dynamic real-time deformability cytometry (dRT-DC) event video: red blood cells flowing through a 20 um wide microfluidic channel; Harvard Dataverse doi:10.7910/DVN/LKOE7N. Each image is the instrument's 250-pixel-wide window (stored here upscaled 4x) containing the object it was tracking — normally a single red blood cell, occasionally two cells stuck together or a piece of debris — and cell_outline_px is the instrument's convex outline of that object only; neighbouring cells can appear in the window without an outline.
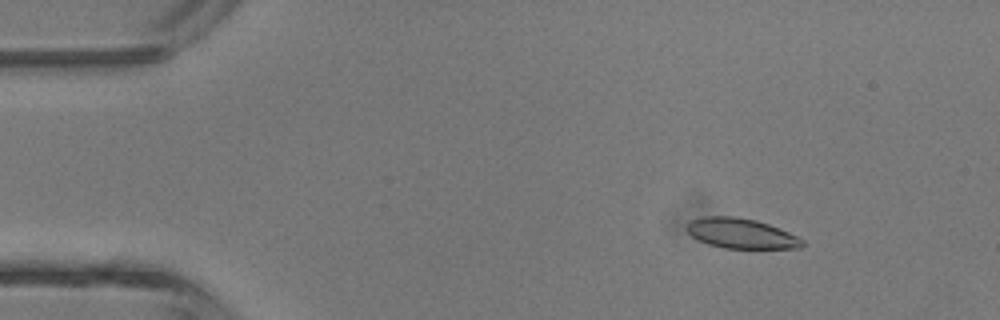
{"species": "common noctule bat (a hibernating species)", "species_latin": "Nyctalus noctula", "temperature_condition": "room temperature", "stored_images_in_passage": 4, "camera_frame_rate_fps": 3000, "um_per_image_px": 0.085, "animal": {"sex": "male", "body_mass_g": 13.3}, "frame": {"image": 1, "passage_image": 1, "time_ms": 0.0, "image_size_px": [1000, 320], "cell_outline_px": [[804, 244], [800, 248], [724, 248], [708, 244], [692, 236], [688, 232], [688, 224], [692, 220], [704, 216], [732, 216], [756, 220], [780, 228], [804, 240]], "centroid_in_image_um": [63.02, 19.84], "position_along_channel_um": 22.0, "area_um2": 20.0}}
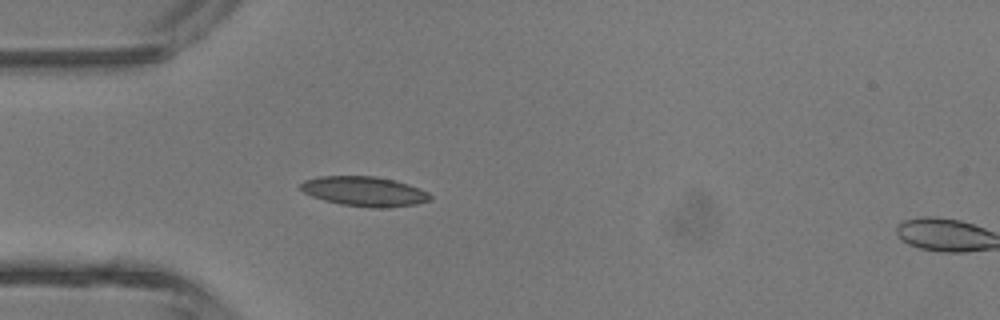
{"frame": {"image": 2, "passage_image": 3, "time_ms": 2.333, "image_size_px": [1000, 320], "cell_outline_px": [[432, 200], [416, 204], [380, 208], [372, 208], [340, 204], [324, 200], [312, 196], [304, 192], [300, 188], [300, 184], [304, 180], [320, 176], [376, 176], [408, 184], [420, 188], [428, 192], [432, 196]], "centroid_in_image_um": [30.98, 16.27], "position_along_channel_um": 54.0, "area_um2": 22.43}}